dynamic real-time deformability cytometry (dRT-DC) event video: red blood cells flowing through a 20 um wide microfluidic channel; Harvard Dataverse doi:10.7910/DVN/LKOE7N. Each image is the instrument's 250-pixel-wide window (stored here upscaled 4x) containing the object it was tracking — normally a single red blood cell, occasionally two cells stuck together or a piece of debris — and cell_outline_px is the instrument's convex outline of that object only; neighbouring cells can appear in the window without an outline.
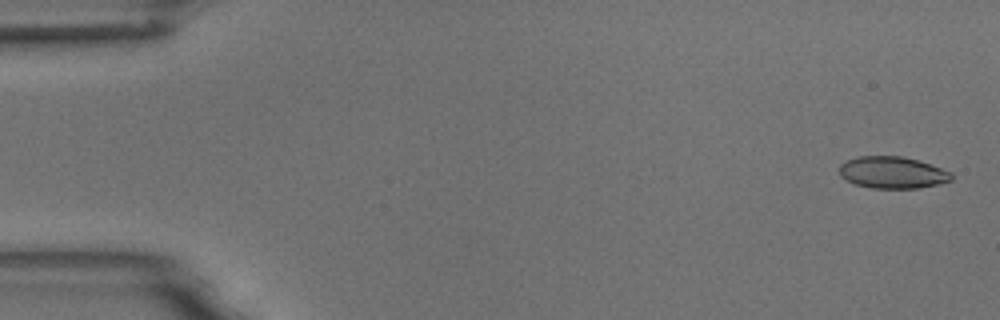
{"species": "common noctule bat (a hibernating species)", "species_latin": "Nyctalus noctula", "temperature_condition": "room temperature", "stored_images_in_passage": 5, "camera_frame_rate_fps": 3000, "um_per_image_px": 0.085, "animal": {"sex": "male", "body_mass_g": 18.8}, "frame": {"image": 1, "passage_image": 1, "time_ms": 0.0, "image_size_px": [1000, 320], "cell_outline_px": [[952, 180], [920, 188], [872, 188], [856, 184], [844, 180], [840, 176], [840, 164], [848, 160], [860, 156], [900, 156], [916, 160], [952, 172]], "centroid_in_image_um": [75.83, 14.67], "position_along_channel_um": 9.2, "area_um2": 20.58}}
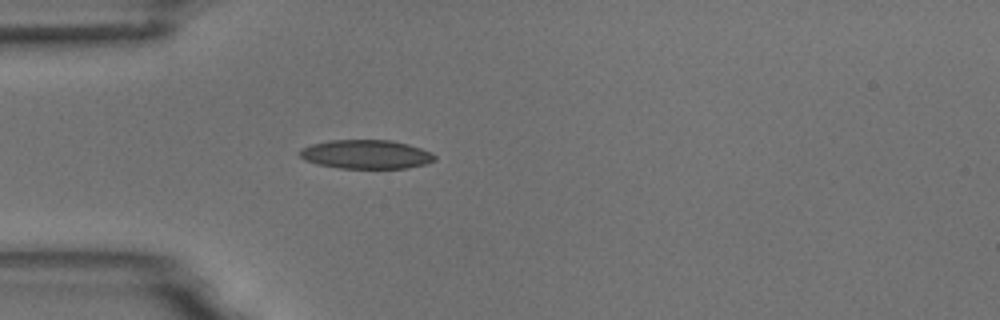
{"frame": {"image": 2, "passage_image": 5, "time_ms": 4.667, "image_size_px": [1000, 320], "cell_outline_px": [[436, 160], [424, 164], [408, 168], [340, 168], [320, 164], [304, 160], [296, 152], [312, 144], [328, 140], [392, 140], [408, 144], [432, 152], [436, 156]], "centroid_in_image_um": [31.13, 13.11], "position_along_channel_um": 53.9, "area_um2": 22.72}}